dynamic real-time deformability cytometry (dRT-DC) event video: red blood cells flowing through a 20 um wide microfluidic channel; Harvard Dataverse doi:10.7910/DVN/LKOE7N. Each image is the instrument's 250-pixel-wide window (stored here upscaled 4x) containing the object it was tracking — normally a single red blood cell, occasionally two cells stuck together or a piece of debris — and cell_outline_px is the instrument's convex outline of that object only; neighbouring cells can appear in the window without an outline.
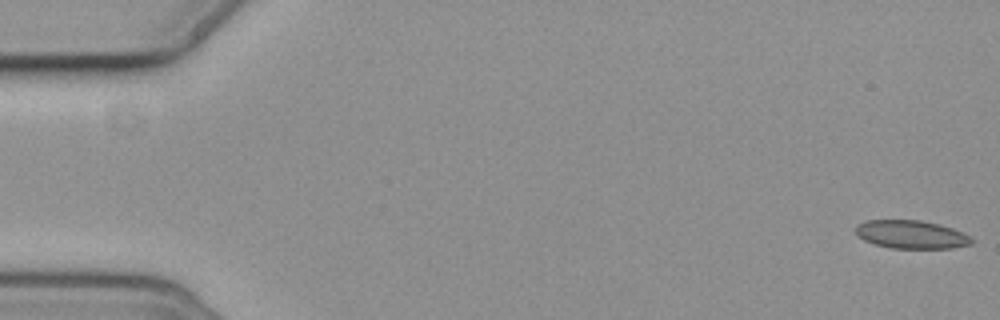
{"species": "common noctule bat (a hibernating species)", "species_latin": "Nyctalus noctula", "temperature_condition": "cold", "stored_images_in_passage": 6, "camera_frame_rate_fps": 3000, "um_per_image_px": 0.085, "animal": {"sex": "female", "body_mass_g": 19.3, "forearm_length_mm": 54.1}, "frame": {"image": 1, "passage_image": 1, "time_ms": 0.0, "image_size_px": [1000, 320], "cell_outline_px": [[972, 244], [952, 248], [892, 248], [876, 244], [864, 240], [856, 236], [856, 224], [868, 220], [920, 220], [940, 224], [952, 228], [968, 236], [972, 240]], "centroid_in_image_um": [77.42, 19.92], "position_along_channel_um": 7.6, "area_um2": 18.96}}